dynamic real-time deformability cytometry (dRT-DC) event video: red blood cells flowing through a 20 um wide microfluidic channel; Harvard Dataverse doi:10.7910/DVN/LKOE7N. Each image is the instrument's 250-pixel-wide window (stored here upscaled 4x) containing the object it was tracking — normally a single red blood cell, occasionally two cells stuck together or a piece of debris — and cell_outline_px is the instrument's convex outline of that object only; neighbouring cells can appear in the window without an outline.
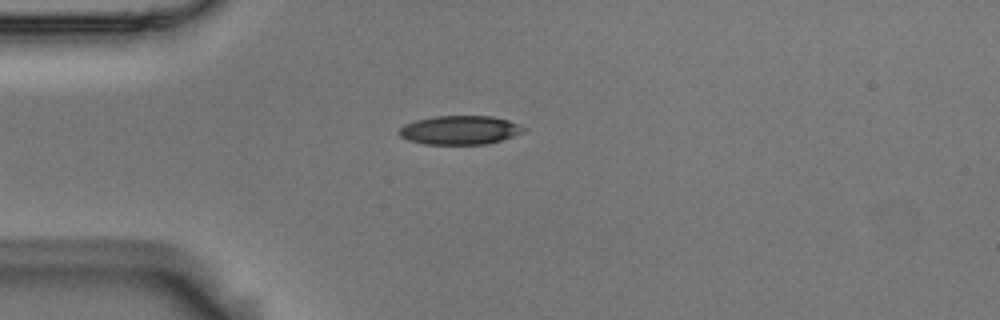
{"species": "Egyptian fruit bat (a non-hibernating species)", "species_latin": "Rousettus aegyptiacus", "temperature_condition": "room temperature", "stored_images_in_passage": 6, "camera_frame_rate_fps": 3000, "um_per_image_px": 0.085, "animal": {"sex": "male"}, "frame": {"image": 1, "passage_image": 6, "time_ms": 1.667, "image_size_px": [1000, 320], "cell_outline_px": [[528, 128], [524, 132], [500, 140], [484, 144], [424, 144], [408, 140], [400, 136], [396, 132], [404, 124], [416, 120], [432, 116], [492, 116], [508, 120]], "centroid_in_image_um": [39.06, 11.05], "position_along_channel_um": 45.9, "area_um2": 20.98}}